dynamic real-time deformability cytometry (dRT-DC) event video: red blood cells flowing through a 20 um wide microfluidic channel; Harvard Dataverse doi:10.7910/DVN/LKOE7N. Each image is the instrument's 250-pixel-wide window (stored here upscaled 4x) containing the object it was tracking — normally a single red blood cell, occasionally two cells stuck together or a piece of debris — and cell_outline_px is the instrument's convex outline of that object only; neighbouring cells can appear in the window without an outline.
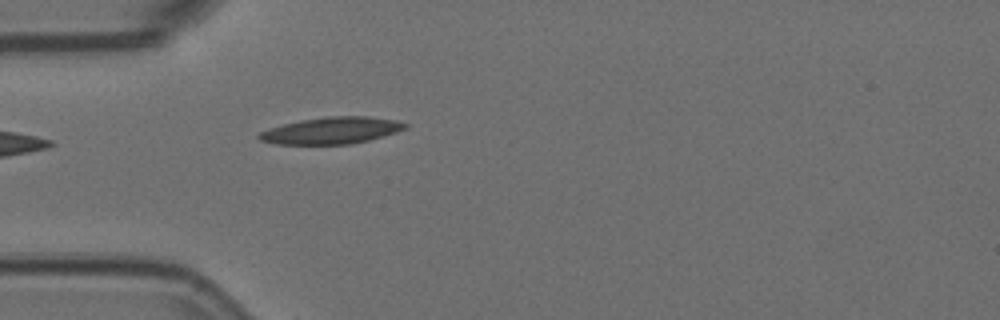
{"species": "Egyptian fruit bat (a non-hibernating species)", "species_latin": "Rousettus aegyptiacus", "temperature_condition": "room temperature", "stored_images_in_passage": 2, "camera_frame_rate_fps": 3000, "um_per_image_px": 0.085, "animal": {"sex": "female"}, "frame": {"image": 1, "passage_image": 2, "time_ms": 0.333, "image_size_px": [1000, 320], "cell_outline_px": [[408, 128], [396, 132], [368, 140], [352, 144], [276, 144], [260, 140], [256, 136], [260, 132], [268, 128], [300, 120], [328, 116], [368, 116], [396, 120], [408, 124]], "centroid_in_image_um": [28.18, 11.09], "position_along_channel_um": 56.8, "area_um2": 22.77}}